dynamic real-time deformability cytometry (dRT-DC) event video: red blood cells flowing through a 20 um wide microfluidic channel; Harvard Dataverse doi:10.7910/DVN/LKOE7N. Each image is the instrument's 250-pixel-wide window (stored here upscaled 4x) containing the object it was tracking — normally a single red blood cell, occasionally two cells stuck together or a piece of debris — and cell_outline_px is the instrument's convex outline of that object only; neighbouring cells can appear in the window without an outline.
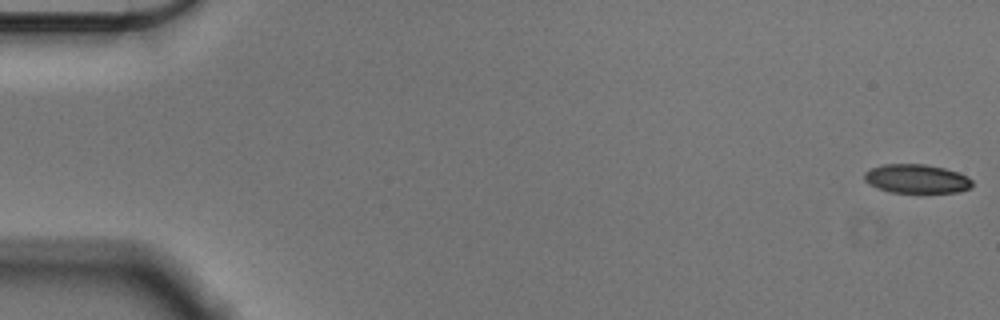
{"species": "Egyptian fruit bat (a non-hibernating species)", "species_latin": "Rousettus aegyptiacus", "temperature_condition": "cold", "stored_images_in_passage": 56, "camera_frame_rate_fps": 3000, "um_per_image_px": 0.085, "animal": {"sex": "male"}, "frame": {"image": 1, "passage_image": 1, "time_ms": 0.0, "image_size_px": [1000, 320], "cell_outline_px": [[972, 188], [956, 192], [888, 192], [876, 188], [864, 180], [864, 172], [872, 168], [884, 164], [924, 164], [944, 168], [968, 176], [972, 180]], "centroid_in_image_um": [77.9, 15.2], "position_along_channel_um": 7.1, "area_um2": 18.15}}
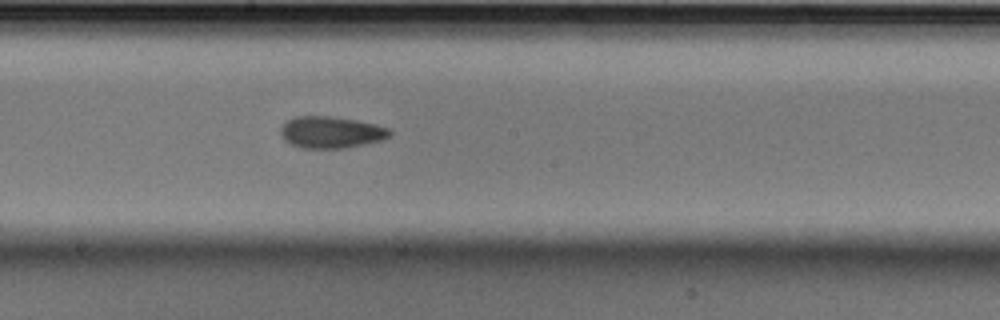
{"frame": {"image": 2, "passage_image": 31, "time_ms": 10.0, "image_size_px": [1000, 320], "cell_outline_px": [[392, 132], [384, 140], [344, 148], [300, 148], [288, 144], [280, 136], [280, 128], [288, 120], [296, 116], [332, 116], [356, 120], [376, 124], [388, 128]], "centroid_in_image_um": [28.11, 11.25], "position_along_channel_um": 220.1, "area_um2": 20.35}}
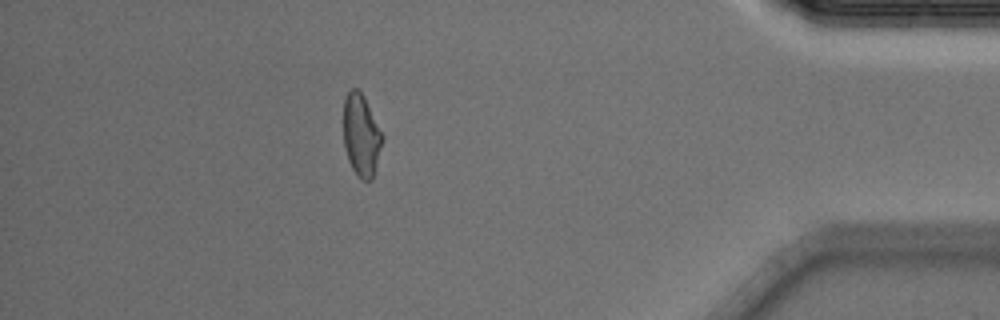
{"frame": {"image": 3, "passage_image": 50, "time_ms": 16.333, "image_size_px": [1000, 320], "cell_outline_px": [[384, 136], [372, 180], [360, 180], [356, 176], [348, 160], [344, 144], [344, 100], [348, 92], [352, 88], [356, 88], [364, 96]], "centroid_in_image_um": [30.71, 11.51], "position_along_channel_um": 404.5, "area_um2": 18.55}}